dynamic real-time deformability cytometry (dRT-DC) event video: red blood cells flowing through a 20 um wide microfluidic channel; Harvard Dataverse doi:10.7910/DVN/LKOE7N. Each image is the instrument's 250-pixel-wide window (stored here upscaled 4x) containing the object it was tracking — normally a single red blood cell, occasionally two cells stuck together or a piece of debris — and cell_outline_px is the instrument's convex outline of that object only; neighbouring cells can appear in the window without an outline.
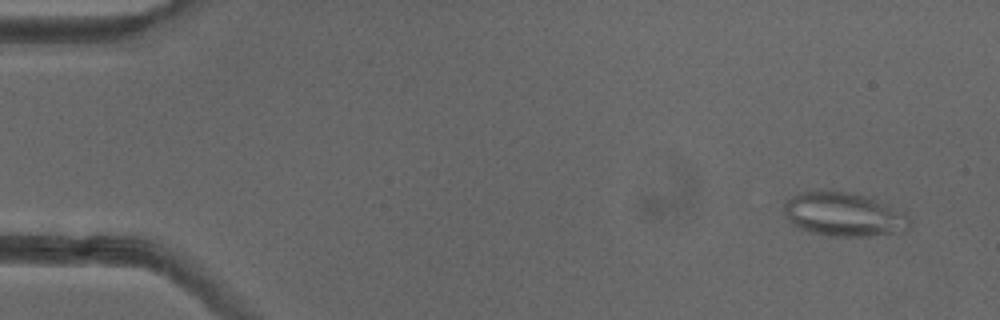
{"species": "common noctule bat (a hibernating species)", "species_latin": "Nyctalus noctula", "temperature_condition": "cold", "stored_images_in_passage": 51, "segment_of_instrument_passage": [1, 2], "camera_frame_rate_fps": 3000, "um_per_image_px": 0.085, "animal": {"sex": "female"}, "frame": {"image": 1, "passage_image": 3, "time_ms": 0.667, "image_size_px": [1000, 320], "cell_outline_px": [[912, 228], [908, 232], [868, 236], [828, 236], [812, 232], [800, 228], [792, 224], [788, 220], [784, 212], [784, 200], [800, 192], [844, 192], [864, 196], [904, 212], [912, 220]], "centroid_in_image_um": [71.77, 18.27], "position_along_channel_um": 13.2, "area_um2": 32.02}}